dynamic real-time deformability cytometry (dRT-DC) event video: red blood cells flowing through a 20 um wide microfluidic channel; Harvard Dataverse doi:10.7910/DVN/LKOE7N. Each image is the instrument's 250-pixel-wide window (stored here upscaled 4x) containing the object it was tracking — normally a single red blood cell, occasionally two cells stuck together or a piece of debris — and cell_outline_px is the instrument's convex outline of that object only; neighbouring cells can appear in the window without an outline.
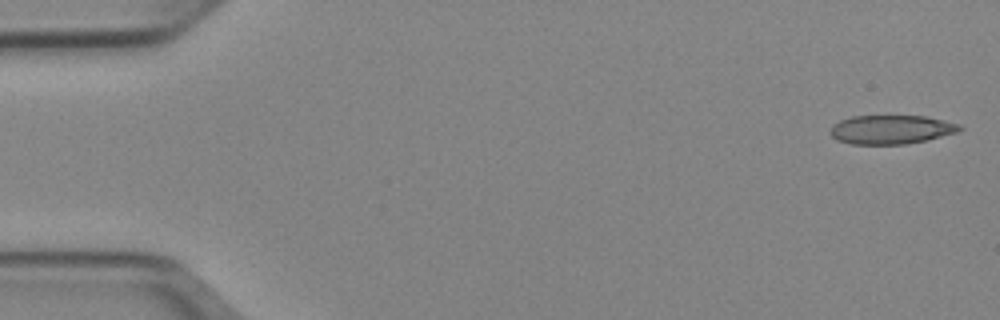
{"species": "Egyptian fruit bat (a non-hibernating species)", "species_latin": "Rousettus aegyptiacus", "temperature_condition": "cold", "stored_images_in_passage": 50, "camera_frame_rate_fps": 3000, "um_per_image_px": 0.085, "animal": {"sex": "female"}, "frame": {"image": 1, "passage_image": 1, "time_ms": 0.0, "image_size_px": [1000, 320], "cell_outline_px": [[964, 128], [956, 132], [924, 140], [904, 144], [852, 144], [836, 140], [828, 132], [832, 124], [840, 120], [852, 116], [928, 116], [960, 124]], "centroid_in_image_um": [75.7, 11.0], "position_along_channel_um": 9.3, "area_um2": 21.79}}
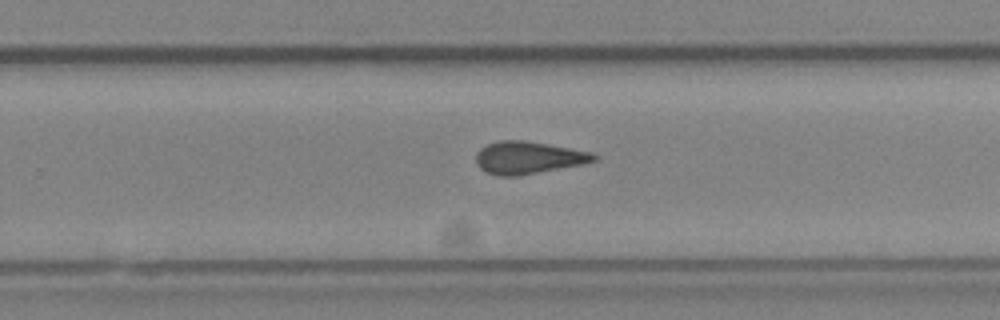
{"frame": {"image": 2, "passage_image": 32, "time_ms": 10.333, "image_size_px": [1000, 320], "cell_outline_px": [[600, 156], [596, 160], [584, 164], [520, 176], [496, 176], [484, 172], [476, 164], [476, 152], [480, 148], [488, 144], [500, 140], [524, 140], [548, 144], [592, 152]], "centroid_in_image_um": [44.9, 13.41], "position_along_channel_um": 284.9, "area_um2": 22.6}}
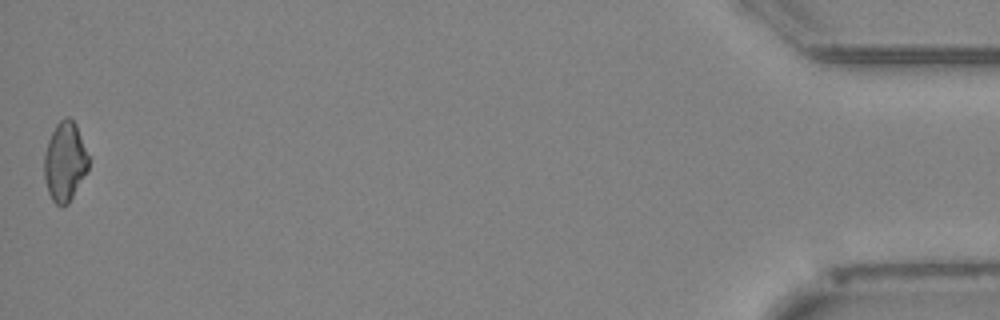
{"frame": {"image": 3, "passage_image": 50, "time_ms": 16.333, "image_size_px": [1000, 320], "cell_outline_px": [[88, 172], [68, 204], [56, 204], [52, 200], [48, 192], [44, 180], [44, 156], [48, 140], [56, 124], [64, 116], [68, 116], [76, 124], [88, 156]], "centroid_in_image_um": [5.51, 13.74], "position_along_channel_um": 429.7, "area_um2": 20.46}, "authors_computed_cell_mechanics": {"area_um2": 22.1085, "velocity_mm_per_s": 3.9605, "shape_relaxation_time_tau1_ms": null, "shape_relaxation_time_tau2_ms": 2.5987, "deformation_change_tau1": null, "deformation_change_tau2": 0.1186}}